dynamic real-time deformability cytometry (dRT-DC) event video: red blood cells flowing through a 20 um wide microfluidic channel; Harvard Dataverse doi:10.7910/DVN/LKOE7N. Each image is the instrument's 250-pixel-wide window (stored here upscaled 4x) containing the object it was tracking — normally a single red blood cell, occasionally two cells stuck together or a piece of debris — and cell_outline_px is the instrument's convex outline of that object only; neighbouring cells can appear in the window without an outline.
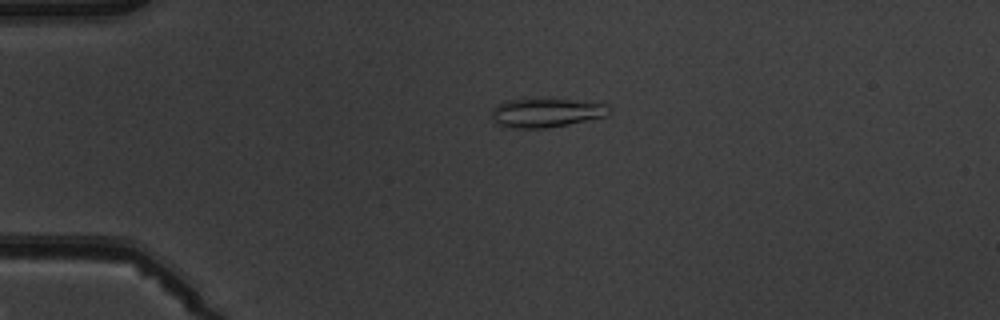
{"species": "common noctule bat (a hibernating species)", "species_latin": "Nyctalus noctula", "temperature_condition": "warm", "stored_images_in_passage": 4, "camera_frame_rate_fps": 3000, "um_per_image_px": 0.085, "animal": {"sex": "male", "body_mass_g": 19.5, "forearm_length_mm": 54.6}, "frame": {"image": 1, "passage_image": 3, "time_ms": 2.333, "image_size_px": [1000, 320], "cell_outline_px": [[612, 112], [604, 116], [568, 124], [548, 128], [512, 128], [500, 124], [492, 120], [492, 112], [496, 104], [508, 100], [536, 96], [608, 104]], "centroid_in_image_um": [46.4, 9.54], "position_along_channel_um": 38.6, "area_um2": 20.35}}